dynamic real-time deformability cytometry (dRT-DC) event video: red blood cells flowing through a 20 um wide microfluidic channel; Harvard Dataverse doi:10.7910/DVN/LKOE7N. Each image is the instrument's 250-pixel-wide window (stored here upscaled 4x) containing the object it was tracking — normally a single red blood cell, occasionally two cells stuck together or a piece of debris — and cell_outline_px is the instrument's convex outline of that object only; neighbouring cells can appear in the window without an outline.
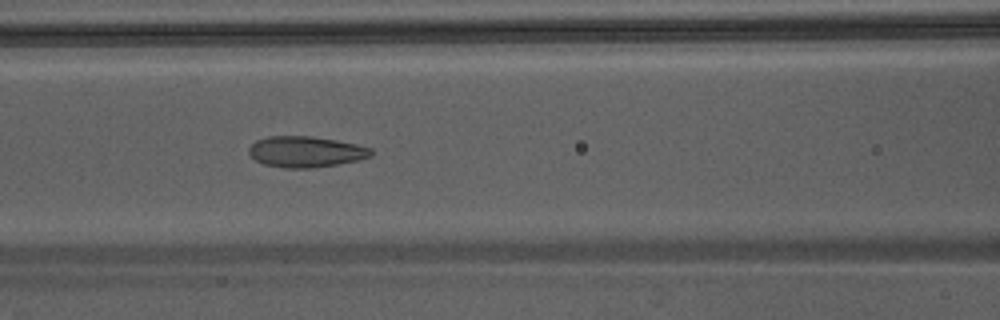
{"species": "Egyptian fruit bat (a non-hibernating species)", "species_latin": "Rousettus aegyptiacus", "temperature_condition": "warm", "stored_images_in_passage": 41, "camera_frame_rate_fps": 3000, "um_per_image_px": 0.085, "animal": {"sex": "male"}, "frame": {"image": 1, "passage_image": 14, "time_ms": 4.333, "image_size_px": [1000, 320], "cell_outline_px": [[372, 156], [356, 160], [316, 168], [284, 168], [264, 164], [256, 160], [248, 152], [248, 148], [256, 140], [268, 136], [312, 136], [336, 140], [356, 144], [372, 148]], "centroid_in_image_um": [25.98, 12.89], "position_along_channel_um": 140.6, "area_um2": 22.02}}
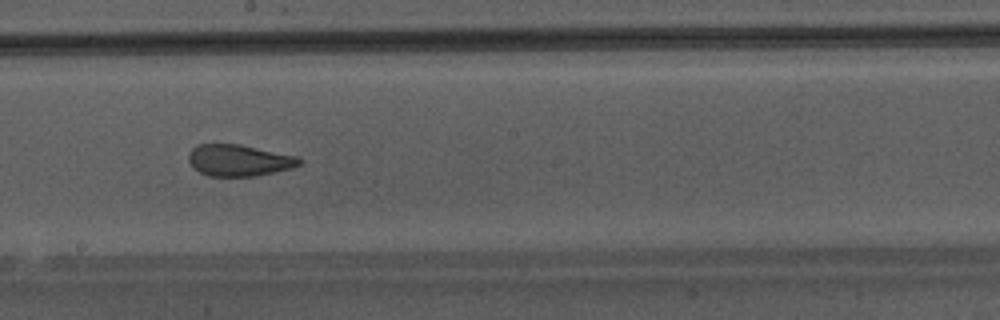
{"frame": {"image": 2, "passage_image": 20, "time_ms": 6.333, "image_size_px": [1000, 320], "cell_outline_px": [[304, 160], [300, 164], [292, 168], [256, 176], [208, 176], [192, 168], [188, 160], [188, 156], [192, 148], [196, 144], [240, 144], [296, 156]], "centroid_in_image_um": [20.29, 13.63], "position_along_channel_um": 227.9, "area_um2": 20.46}}
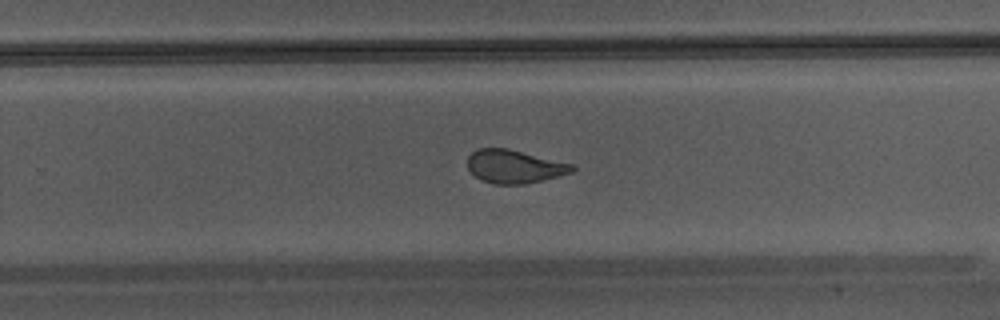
{"frame": {"image": 3, "passage_image": 24, "time_ms": 7.667, "image_size_px": [1000, 320], "cell_outline_px": [[576, 168], [572, 172], [560, 176], [524, 184], [496, 184], [484, 180], [476, 176], [468, 168], [468, 156], [476, 148], [508, 148], [572, 164]], "centroid_in_image_um": [43.73, 14.14], "position_along_channel_um": 286.1, "area_um2": 20.11}}